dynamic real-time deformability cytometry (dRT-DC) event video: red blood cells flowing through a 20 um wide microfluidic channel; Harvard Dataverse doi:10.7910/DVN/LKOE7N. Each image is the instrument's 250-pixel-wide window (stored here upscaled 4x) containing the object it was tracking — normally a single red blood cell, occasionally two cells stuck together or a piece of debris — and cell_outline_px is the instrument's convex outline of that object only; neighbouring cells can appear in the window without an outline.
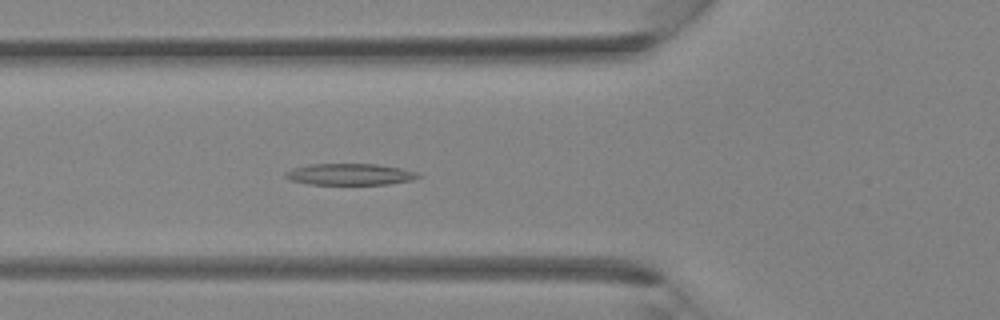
{"species": "Egyptian fruit bat (a non-hibernating species)", "species_latin": "Rousettus aegyptiacus", "temperature_condition": "room temperature", "stored_images_in_passage": 30, "camera_frame_rate_fps": 3000, "um_per_image_px": 0.085, "animal": {"sex": "female"}, "frame": {"image": 1, "passage_image": 6, "time_ms": 1.667, "image_size_px": [1000, 320], "cell_outline_px": [[420, 176], [412, 180], [388, 184], [308, 184], [288, 180], [284, 176], [284, 172], [292, 168], [312, 164], [376, 164], [400, 168], [416, 172]], "centroid_in_image_um": [29.68, 14.82], "position_along_channel_um": 96.1, "area_um2": 16.53}}
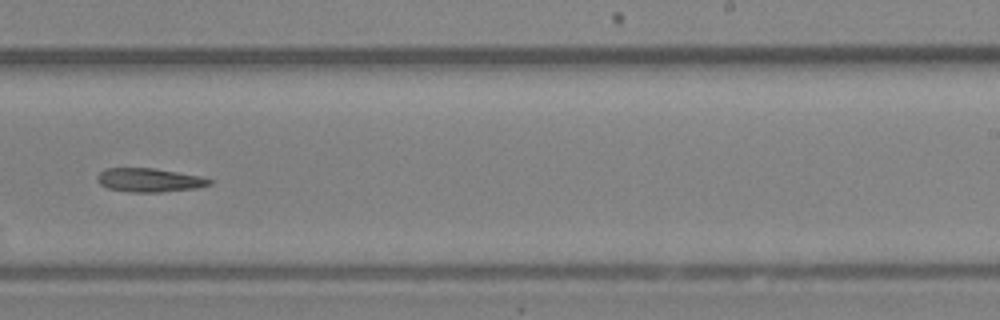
{"frame": {"image": 2, "passage_image": 16, "time_ms": 5.0, "image_size_px": [1000, 320], "cell_outline_px": [[212, 184], [196, 188], [160, 192], [128, 192], [108, 188], [100, 184], [96, 180], [96, 176], [104, 168], [156, 168], [200, 176], [212, 180]], "centroid_in_image_um": [12.66, 15.3], "position_along_channel_um": 276.3, "area_um2": 15.61}}
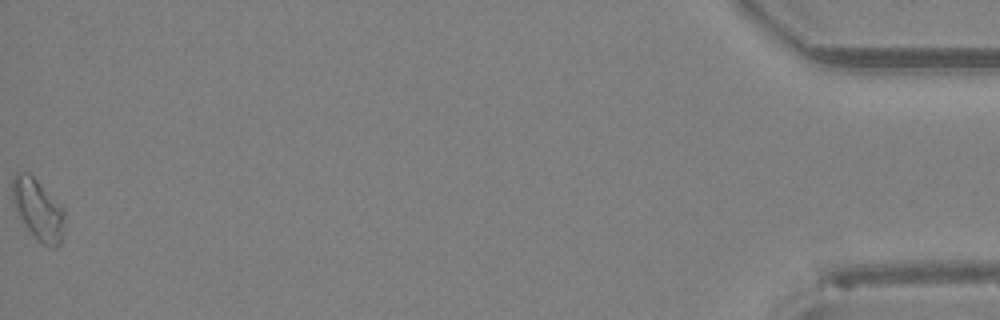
{"frame": {"image": 3, "passage_image": 30, "time_ms": 9.667, "image_size_px": [1000, 320], "cell_outline_px": [[64, 216], [60, 244], [56, 248], [52, 248], [44, 244], [28, 228], [12, 204], [12, 176], [16, 172], [28, 172], [64, 208]], "centroid_in_image_um": [3.21, 17.76], "position_along_channel_um": 432.0, "area_um2": 18.03}}